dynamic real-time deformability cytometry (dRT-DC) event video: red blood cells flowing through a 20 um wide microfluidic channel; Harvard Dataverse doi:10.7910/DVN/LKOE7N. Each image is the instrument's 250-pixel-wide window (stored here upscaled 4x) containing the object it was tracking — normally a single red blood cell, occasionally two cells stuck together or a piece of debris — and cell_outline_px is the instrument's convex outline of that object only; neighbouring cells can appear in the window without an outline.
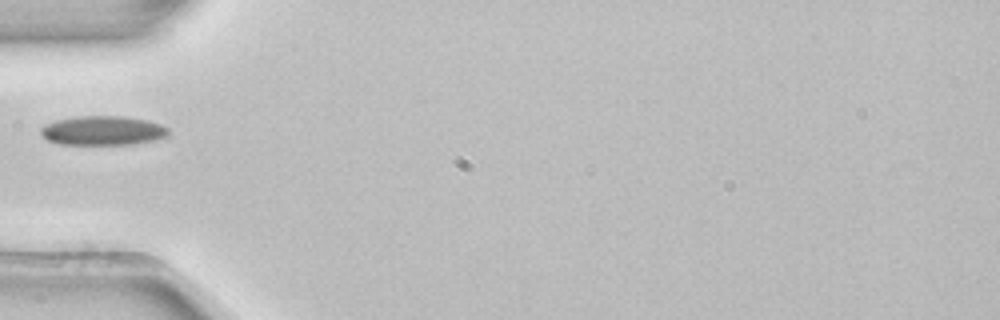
{"species": "common noctule bat (a hibernating species)", "species_latin": "Nyctalus noctula", "temperature_condition": "room temperature", "stored_images_in_passage": 1, "camera_frame_rate_fps": 3000, "um_per_image_px": 0.085, "animal": {"sex": "female", "body_mass_g": 22.7, "forearm_length_mm": 54.2}, "frame": {"image": 1, "passage_image": 1, "time_ms": 0.0, "image_size_px": [1000, 320], "cell_outline_px": [[168, 132], [164, 136], [152, 140], [132, 144], [60, 144], [48, 140], [40, 132], [40, 128], [44, 124], [56, 120], [80, 116], [120, 116], [148, 120], [160, 124], [168, 128]], "centroid_in_image_um": [8.7, 11.09], "position_along_channel_um": 76.3, "area_um2": 21.5}}